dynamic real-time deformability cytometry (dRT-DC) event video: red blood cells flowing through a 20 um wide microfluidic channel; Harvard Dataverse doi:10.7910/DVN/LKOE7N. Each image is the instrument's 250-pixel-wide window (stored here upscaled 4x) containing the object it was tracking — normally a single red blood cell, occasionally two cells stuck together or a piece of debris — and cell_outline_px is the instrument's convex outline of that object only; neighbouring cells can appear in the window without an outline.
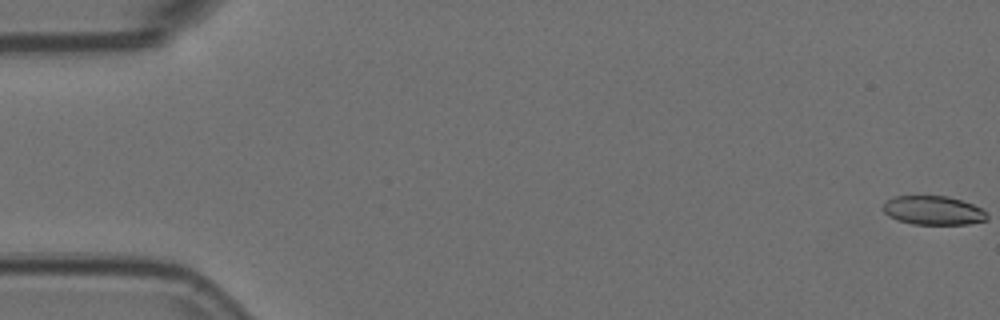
{"species": "Egyptian fruit bat (a non-hibernating species)", "species_latin": "Rousettus aegyptiacus", "temperature_condition": "room temperature", "stored_images_in_passage": 57, "camera_frame_rate_fps": 3000, "um_per_image_px": 0.085, "animal": {"sex": "female"}, "frame": {"image": 1, "passage_image": 1, "time_ms": 0.0, "image_size_px": [1000, 320], "cell_outline_px": [[984, 220], [960, 224], [924, 224], [904, 220], [896, 216], [908, 196], [936, 196], [956, 200], [968, 204], [976, 208]], "centroid_in_image_um": [79.71, 17.94], "position_along_channel_um": 5.3, "area_um2": 13.53}}
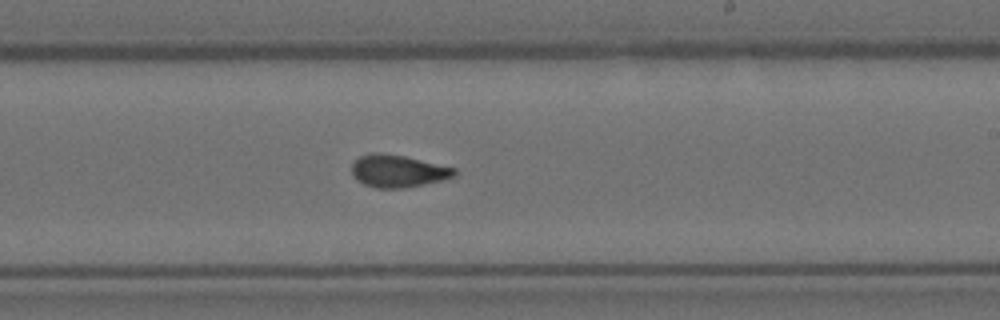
{"frame": {"image": 2, "passage_image": 34, "time_ms": 11.0, "image_size_px": [1000, 320], "cell_outline_px": [[452, 172], [444, 176], [428, 180], [408, 184], [376, 184], [364, 180], [356, 172], [356, 164], [360, 160], [372, 156], [388, 156], [412, 160], [452, 168]], "centroid_in_image_um": [33.84, 14.5], "position_along_channel_um": 255.2, "area_um2": 14.22}}
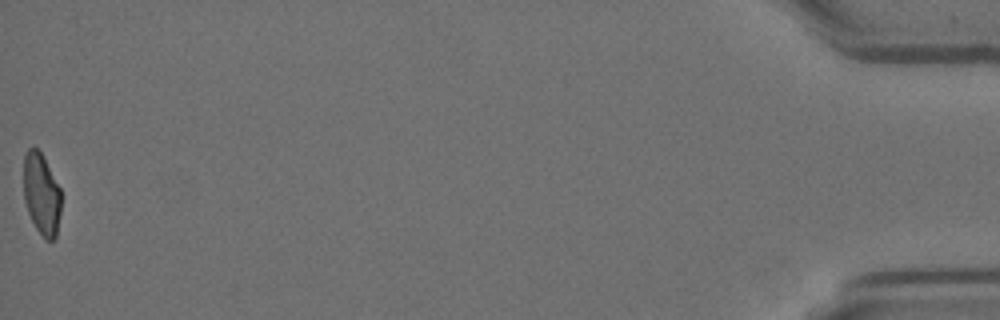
{"frame": {"image": 3, "passage_image": 57, "time_ms": 18.667, "image_size_px": [1000, 320], "cell_outline_px": [[60, 208], [56, 232], [52, 240], [36, 224], [32, 216], [28, 204], [28, 196], [32, 148], [36, 148], [40, 152], [60, 188]], "centroid_in_image_um": [3.7, 16.59], "position_along_channel_um": 431.5, "area_um2": 14.28}, "authors_computed_cell_mechanics": {"area_um2": 14.9124, "velocity_mm_per_s": 3.6416, "shape_relaxation_time_tau1_ms": null, "shape_relaxation_time_tau2_ms": 3.5692, "deformation_change_tau1": null, "deformation_change_tau2": 0.1061}}